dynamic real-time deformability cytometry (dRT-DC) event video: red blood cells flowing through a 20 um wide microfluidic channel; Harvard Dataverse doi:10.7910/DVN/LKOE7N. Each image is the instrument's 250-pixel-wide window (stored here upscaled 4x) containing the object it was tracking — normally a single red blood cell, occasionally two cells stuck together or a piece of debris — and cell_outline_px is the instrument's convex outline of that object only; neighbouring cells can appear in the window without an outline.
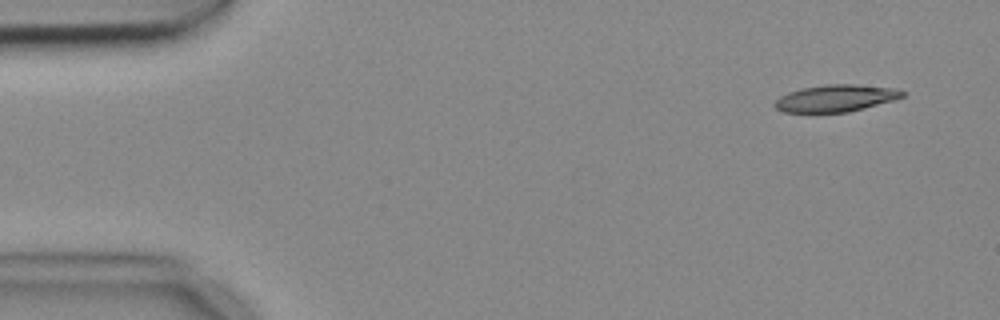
{"species": "common noctule bat (a hibernating species)", "species_latin": "Nyctalus noctula", "temperature_condition": "cold", "stored_images_in_passage": 4, "camera_frame_rate_fps": 3000, "um_per_image_px": 0.085, "animal": {"sex": "female", "body_mass_g": 18.4}, "frame": {"image": 1, "passage_image": 1, "time_ms": 0.0, "image_size_px": [1000, 320], "cell_outline_px": [[904, 96], [892, 100], [864, 108], [848, 112], [784, 112], [776, 108], [772, 104], [780, 96], [788, 92], [800, 88], [828, 84], [856, 84], [892, 88], [904, 92]], "centroid_in_image_um": [70.98, 8.34], "position_along_channel_um": 14.0, "area_um2": 19.88}}
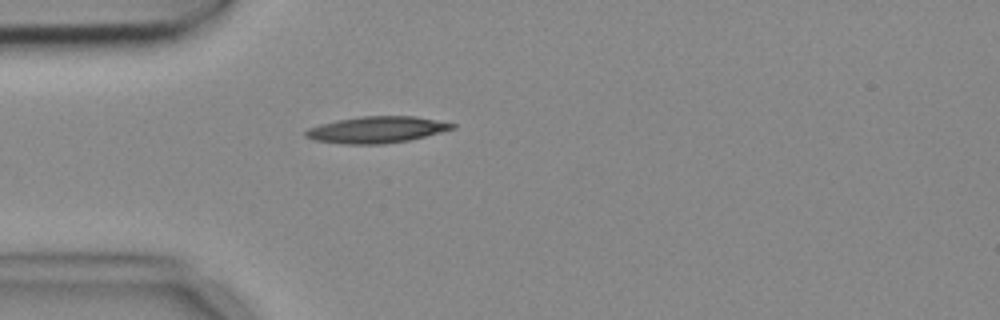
{"frame": {"image": 2, "passage_image": 4, "time_ms": 1.0, "image_size_px": [1000, 320], "cell_outline_px": [[456, 128], [408, 140], [384, 144], [344, 144], [316, 140], [304, 136], [304, 132], [308, 128], [320, 124], [336, 120], [360, 116], [416, 116], [456, 124]], "centroid_in_image_um": [32.0, 11.02], "position_along_channel_um": 53.0, "area_um2": 22.54}}